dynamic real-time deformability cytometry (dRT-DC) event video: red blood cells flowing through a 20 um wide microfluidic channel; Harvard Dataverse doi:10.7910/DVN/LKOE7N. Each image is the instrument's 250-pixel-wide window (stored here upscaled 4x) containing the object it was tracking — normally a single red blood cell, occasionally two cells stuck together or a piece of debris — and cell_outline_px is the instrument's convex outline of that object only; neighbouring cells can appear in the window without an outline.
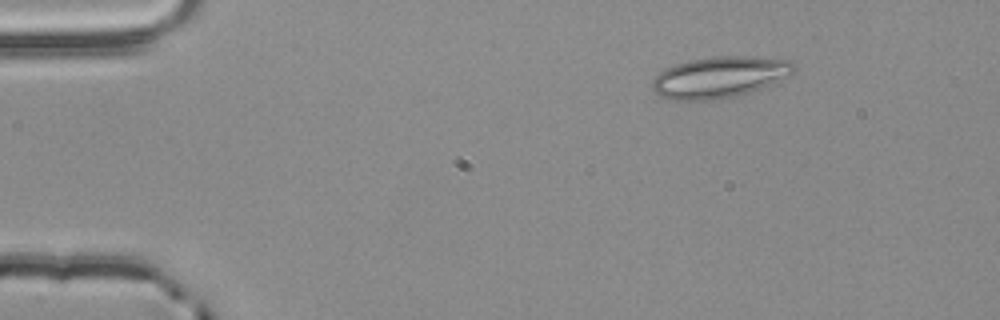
{"species": "common noctule bat (a hibernating species)", "species_latin": "Nyctalus noctula", "temperature_condition": "room temperature", "stored_images_in_passage": 2, "camera_frame_rate_fps": 3000, "um_per_image_px": 0.085, "animal": {"sex": "male", "body_mass_g": 20.4}, "frame": {"image": 1, "passage_image": 1, "time_ms": 0.0, "image_size_px": [1000, 320], "cell_outline_px": [[796, 72], [792, 76], [748, 92], [736, 96], [716, 100], [672, 100], [660, 96], [652, 88], [652, 80], [660, 72], [676, 64], [692, 60], [712, 56], [748, 56], [792, 60], [796, 68]], "centroid_in_image_um": [61.21, 6.55], "position_along_channel_um": 23.8, "area_um2": 34.1}}